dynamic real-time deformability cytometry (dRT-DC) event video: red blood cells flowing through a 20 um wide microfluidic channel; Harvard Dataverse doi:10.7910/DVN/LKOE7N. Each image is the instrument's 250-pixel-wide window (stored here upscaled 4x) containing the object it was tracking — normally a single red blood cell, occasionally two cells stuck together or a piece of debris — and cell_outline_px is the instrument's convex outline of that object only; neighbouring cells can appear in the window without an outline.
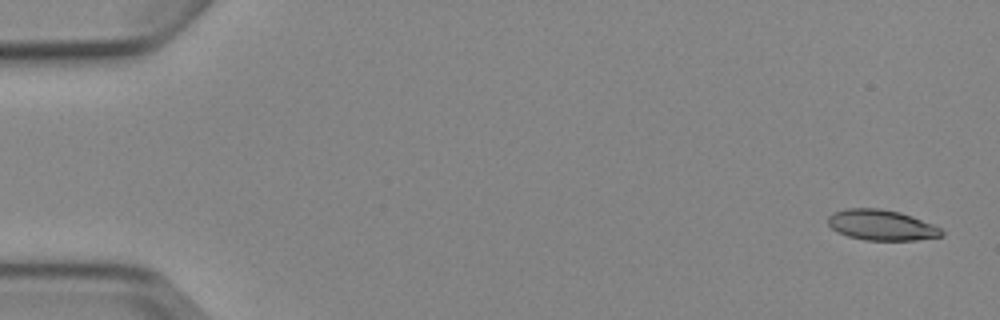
{"species": "Egyptian fruit bat (a non-hibernating species)", "species_latin": "Rousettus aegyptiacus", "temperature_condition": "cold", "stored_images_in_passage": 5, "camera_frame_rate_fps": 3000, "um_per_image_px": 0.085, "animal": {"sex": "female"}, "frame": {"image": 1, "passage_image": 1, "time_ms": 0.0, "image_size_px": [1000, 320], "cell_outline_px": [[944, 236], [916, 240], [864, 240], [848, 236], [832, 228], [828, 224], [828, 216], [836, 212], [848, 208], [880, 208], [900, 212], [912, 216], [932, 224], [940, 228], [944, 232]], "centroid_in_image_um": [74.96, 19.13], "position_along_channel_um": 10.0, "area_um2": 20.11}}
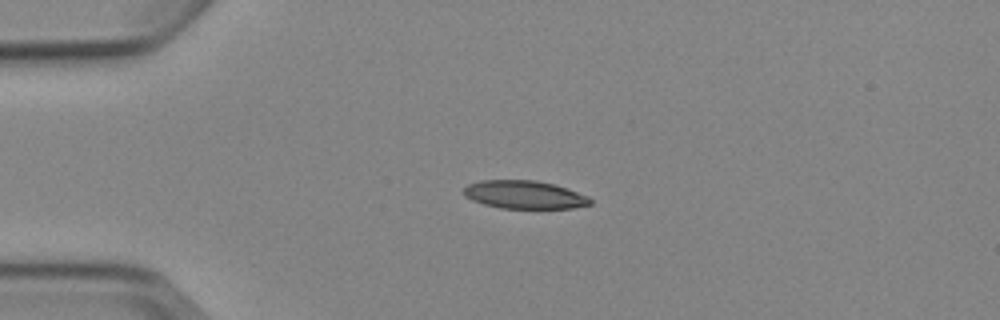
{"frame": {"image": 2, "passage_image": 4, "time_ms": 3.667, "image_size_px": [1000, 320], "cell_outline_px": [[592, 204], [572, 208], [500, 208], [484, 204], [472, 200], [464, 196], [464, 188], [468, 184], [480, 180], [536, 180], [556, 184], [568, 188], [588, 196], [592, 200]], "centroid_in_image_um": [44.59, 16.54], "position_along_channel_um": 40.4, "area_um2": 20.87}}